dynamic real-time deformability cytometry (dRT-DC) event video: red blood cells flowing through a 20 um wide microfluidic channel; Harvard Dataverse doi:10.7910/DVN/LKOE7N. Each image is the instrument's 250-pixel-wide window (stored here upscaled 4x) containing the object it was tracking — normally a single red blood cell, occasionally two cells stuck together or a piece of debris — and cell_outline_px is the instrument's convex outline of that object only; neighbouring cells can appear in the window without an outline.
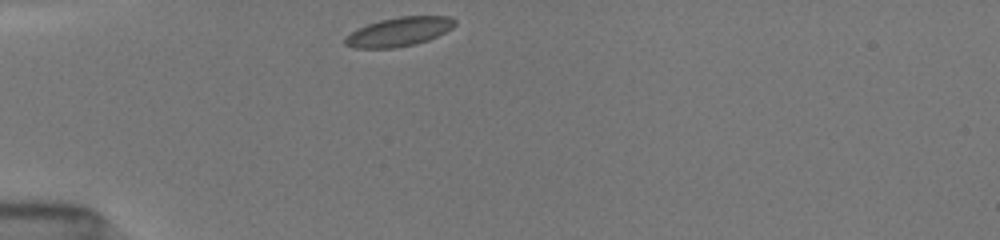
{"species": "common noctule bat (a hibernating species)", "species_latin": "Nyctalus noctula", "temperature_condition": "room temperature", "stored_images_in_passage": 9, "camera_frame_rate_fps": 3000, "um_per_image_px": 0.085, "animal": {"sex": "female", "body_mass_g": 19.5, "forearm_length_mm": 54.1}, "frame": {"image": 1, "passage_image": 1, "time_ms": 0.0, "image_size_px": [1000, 240], "cell_outline_px": [[456, 24], [452, 28], [428, 40], [412, 44], [392, 48], [352, 48], [344, 44], [344, 36], [356, 28], [380, 20], [400, 16], [448, 16], [456, 20]], "centroid_in_image_um": [33.86, 2.69], "position_along_channel_um": 51.1, "area_um2": 18.55}}
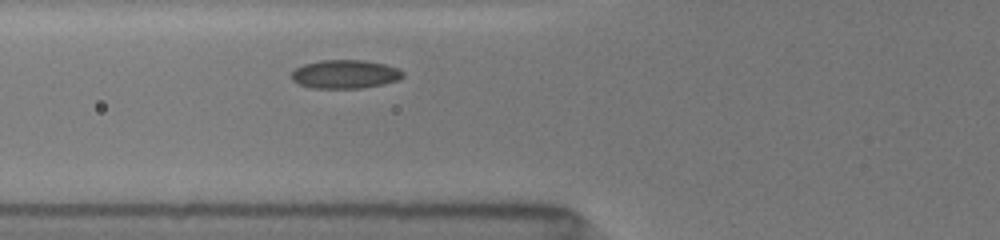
{"frame": {"image": 2, "passage_image": 6, "time_ms": 1.667, "image_size_px": [1000, 240], "cell_outline_px": [[404, 76], [396, 80], [384, 84], [360, 88], [312, 88], [300, 84], [292, 80], [288, 76], [296, 68], [304, 64], [320, 60], [364, 60], [384, 64], [396, 68], [404, 72]], "centroid_in_image_um": [29.29, 6.3], "position_along_channel_um": 96.5, "area_um2": 18.55}}
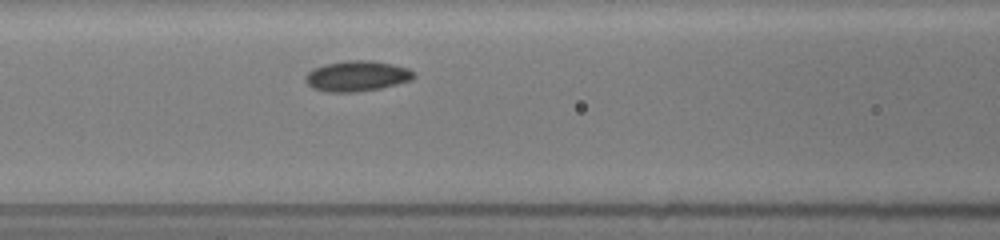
{"frame": {"image": 3, "passage_image": 9, "time_ms": 2.667, "image_size_px": [1000, 240], "cell_outline_px": [[416, 76], [412, 80], [380, 88], [356, 92], [328, 92], [312, 88], [304, 80], [304, 76], [312, 68], [324, 64], [348, 60], [368, 60], [392, 64], [408, 68], [416, 72]], "centroid_in_image_um": [30.33, 6.46], "position_along_channel_um": 136.3, "area_um2": 19.42}}